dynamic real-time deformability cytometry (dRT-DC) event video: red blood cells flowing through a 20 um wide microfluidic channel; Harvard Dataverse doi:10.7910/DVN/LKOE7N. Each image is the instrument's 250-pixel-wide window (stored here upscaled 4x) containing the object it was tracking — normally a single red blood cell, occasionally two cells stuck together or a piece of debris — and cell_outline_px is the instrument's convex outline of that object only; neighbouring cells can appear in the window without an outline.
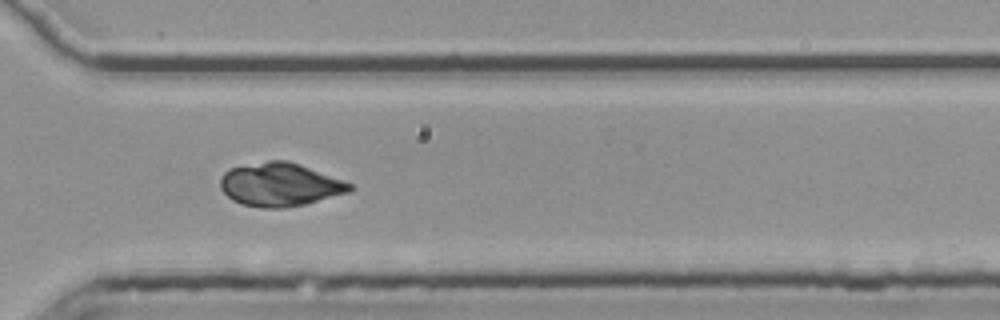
{"species": "common noctule bat (a hibernating species)", "species_latin": "Nyctalus noctula", "temperature_condition": "room temperature", "stored_images_in_passage": 43, "segment_of_instrument_passage": [2, 2], "camera_frame_rate_fps": 3000, "um_per_image_px": 0.085, "animal": {"sex": "female", "body_mass_g": 25.1}, "frame": {"image": 1, "passage_image": 38, "time_ms": 12.333, "image_size_px": [1000, 320], "cell_outline_px": [[352, 188], [348, 192], [304, 204], [284, 208], [260, 208], [240, 204], [232, 200], [220, 188], [220, 180], [224, 172], [228, 168], [268, 160], [288, 160], [300, 164], [352, 184]], "centroid_in_image_um": [23.73, 15.69], "position_along_channel_um": 346.9, "area_um2": 32.6}}